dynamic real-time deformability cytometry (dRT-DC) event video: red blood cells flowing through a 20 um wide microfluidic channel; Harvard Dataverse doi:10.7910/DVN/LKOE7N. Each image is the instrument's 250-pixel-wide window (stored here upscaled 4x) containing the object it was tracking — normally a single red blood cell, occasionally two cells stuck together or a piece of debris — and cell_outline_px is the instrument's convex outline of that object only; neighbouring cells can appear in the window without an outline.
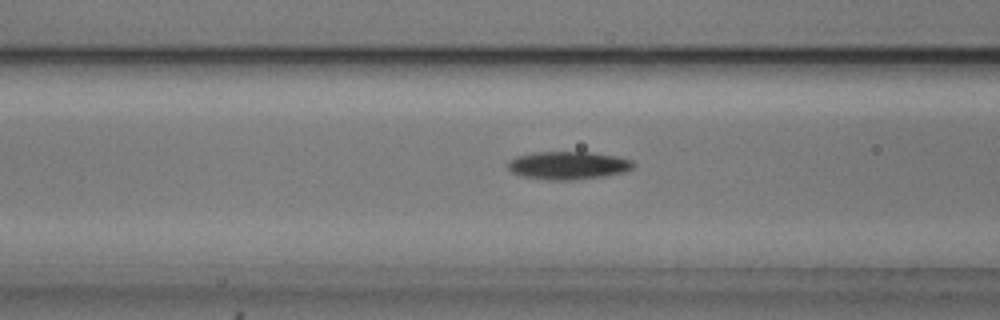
{"species": "common noctule bat (a hibernating species)", "species_latin": "Nyctalus noctula", "temperature_condition": "cold", "stored_images_in_passage": 39, "camera_frame_rate_fps": 3000, "um_per_image_px": 0.085, "animal": {"sex": "male", "body_mass_g": 20.5, "forearm_length_mm": 52.5}, "frame": {"image": 1, "passage_image": 6, "time_ms": 1.667, "image_size_px": [1000, 320], "cell_outline_px": [[636, 164], [632, 168], [624, 172], [604, 176], [572, 180], [548, 180], [520, 176], [512, 172], [508, 168], [508, 160], [516, 156], [536, 152], [588, 152], [616, 156], [632, 160]], "centroid_in_image_um": [48.27, 14.06], "position_along_channel_um": 118.3, "area_um2": 20.52}}
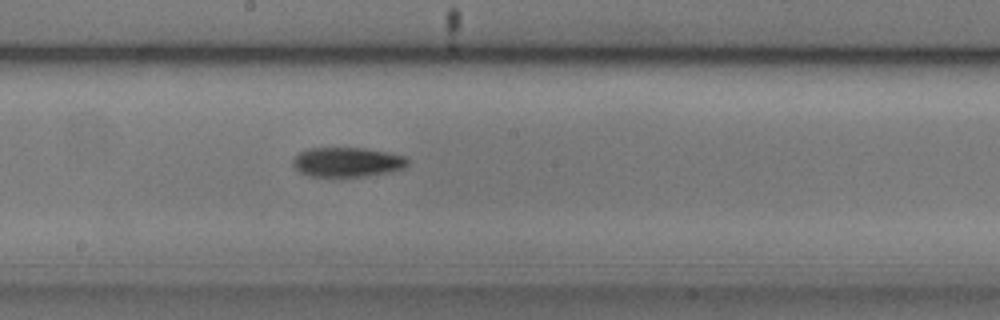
{"frame": {"image": 2, "passage_image": 14, "time_ms": 4.333, "image_size_px": [1000, 320], "cell_outline_px": [[408, 164], [404, 168], [388, 172], [364, 176], [308, 176], [300, 172], [292, 164], [292, 160], [300, 152], [308, 148], [364, 148], [388, 152], [408, 156]], "centroid_in_image_um": [29.53, 13.77], "position_along_channel_um": 218.7, "area_um2": 19.77}}
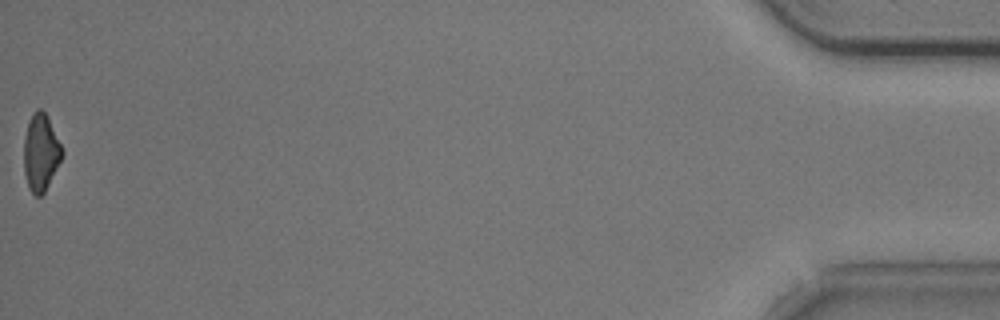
{"frame": {"image": 3, "passage_image": 39, "time_ms": 12.667, "image_size_px": [1000, 320], "cell_outline_px": [[64, 152], [44, 192], [40, 196], [36, 196], [28, 188], [24, 172], [24, 140], [28, 124], [32, 112], [36, 108], [40, 108], [48, 116]], "centroid_in_image_um": [3.45, 12.93], "position_along_channel_um": 431.7, "area_um2": 16.94}, "authors_computed_cell_mechanics": {"area_um2": 19.2474, "velocity_mm_per_s": 3.7484, "shape_relaxation_time_tau1_ms": 5.1047, "shape_relaxation_time_tau2_ms": null, "deformation_change_tau1": 0.1294, "deformation_change_tau2": null}}